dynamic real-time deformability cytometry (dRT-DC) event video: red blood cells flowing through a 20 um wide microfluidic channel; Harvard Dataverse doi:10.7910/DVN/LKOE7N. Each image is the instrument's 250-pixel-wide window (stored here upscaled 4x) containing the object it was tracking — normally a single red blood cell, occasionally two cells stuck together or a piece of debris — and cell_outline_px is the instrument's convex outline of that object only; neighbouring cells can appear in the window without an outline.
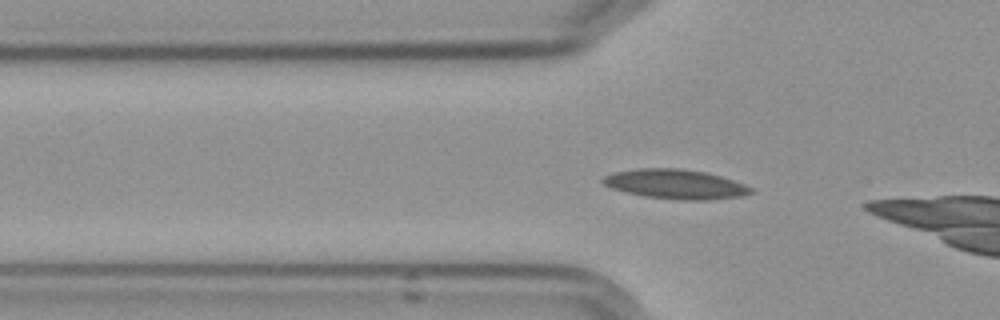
{"species": "Egyptian fruit bat (a non-hibernating species)", "species_latin": "Rousettus aegyptiacus", "temperature_condition": "cold", "stored_images_in_passage": 6, "camera_frame_rate_fps": 3000, "um_per_image_px": 0.085, "frame": {"image": 1, "passage_image": 6, "time_ms": 6.667, "image_size_px": [1000, 320], "cell_outline_px": [[756, 192], [744, 196], [708, 200], [680, 200], [644, 196], [612, 188], [604, 184], [600, 180], [604, 176], [612, 172], [636, 168], [680, 168], [704, 172], [720, 176], [744, 184], [752, 188]], "centroid_in_image_um": [57.43, 15.65], "position_along_channel_um": 68.4, "area_um2": 25.55}}